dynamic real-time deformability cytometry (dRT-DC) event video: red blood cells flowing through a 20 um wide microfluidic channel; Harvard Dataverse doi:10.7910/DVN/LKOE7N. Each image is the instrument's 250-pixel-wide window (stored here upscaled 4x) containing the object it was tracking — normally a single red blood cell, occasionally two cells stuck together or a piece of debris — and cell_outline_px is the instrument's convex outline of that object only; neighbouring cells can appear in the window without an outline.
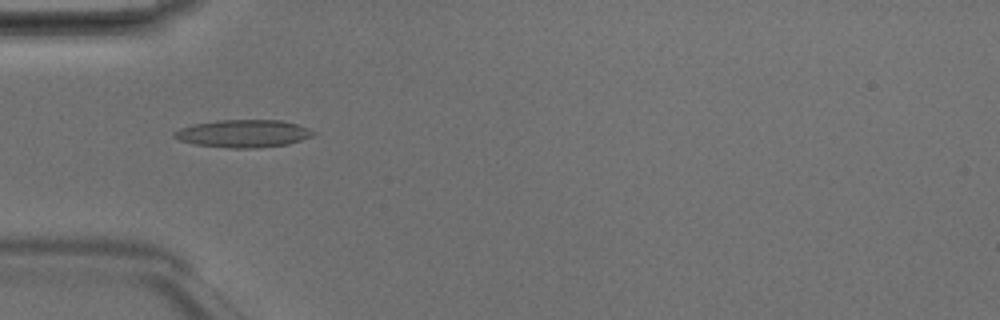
{"species": "Egyptian fruit bat (a non-hibernating species)", "species_latin": "Rousettus aegyptiacus", "temperature_condition": "room temperature", "stored_images_in_passage": 36, "camera_frame_rate_fps": 3000, "um_per_image_px": 0.085, "animal": {"sex": "male"}, "frame": {"image": 1, "passage_image": 3, "time_ms": 0.667, "image_size_px": [1000, 320], "cell_outline_px": [[316, 132], [312, 136], [288, 144], [256, 148], [228, 148], [196, 144], [180, 140], [172, 136], [172, 132], [180, 128], [192, 124], [216, 120], [280, 120], [296, 124], [308, 128]], "centroid_in_image_um": [20.65, 11.35], "position_along_channel_um": 64.3, "area_um2": 22.37}}
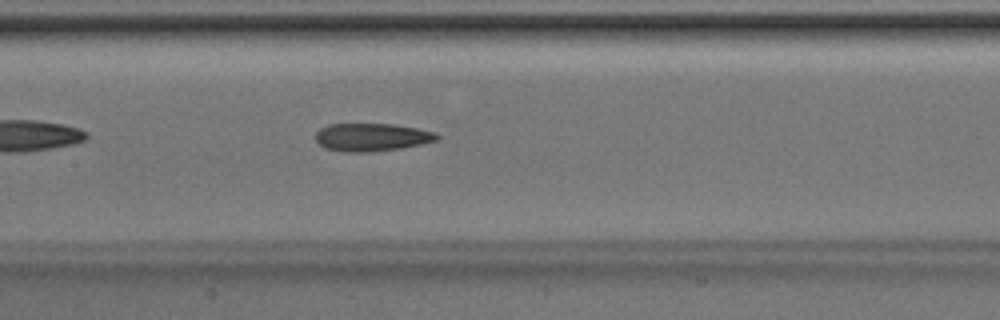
{"frame": {"image": 2, "passage_image": 11, "time_ms": 3.333, "image_size_px": [1000, 320], "cell_outline_px": [[440, 136], [436, 140], [420, 144], [400, 148], [372, 152], [344, 152], [324, 148], [316, 140], [316, 132], [320, 128], [328, 124], [392, 124], [416, 128], [432, 132]], "centroid_in_image_um": [31.54, 11.66], "position_along_channel_um": 175.9, "area_um2": 19.59}}
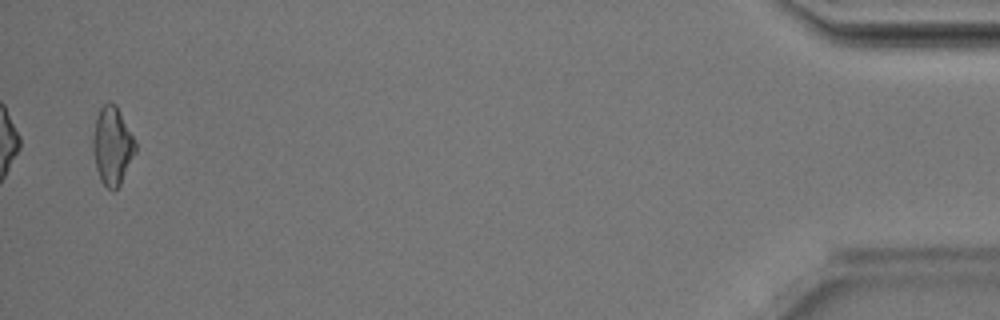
{"frame": {"image": 3, "passage_image": 35, "time_ms": 11.333, "image_size_px": [1000, 320], "cell_outline_px": [[136, 152], [120, 184], [116, 188], [108, 188], [100, 180], [96, 168], [92, 148], [92, 136], [96, 116], [100, 108], [108, 100], [116, 104], [136, 144]], "centroid_in_image_um": [9.52, 12.36], "position_along_channel_um": 425.7, "area_um2": 19.19}, "authors_computed_cell_mechanics": {"area_um2": 19.1896, "velocity_mm_per_s": 4.2162, "shape_relaxation_time_tau1_ms": 6.3062, "shape_relaxation_time_tau2_ms": 4.3776, "deformation_change_tau1": 0.1943, "deformation_change_tau2": 0.1674}}